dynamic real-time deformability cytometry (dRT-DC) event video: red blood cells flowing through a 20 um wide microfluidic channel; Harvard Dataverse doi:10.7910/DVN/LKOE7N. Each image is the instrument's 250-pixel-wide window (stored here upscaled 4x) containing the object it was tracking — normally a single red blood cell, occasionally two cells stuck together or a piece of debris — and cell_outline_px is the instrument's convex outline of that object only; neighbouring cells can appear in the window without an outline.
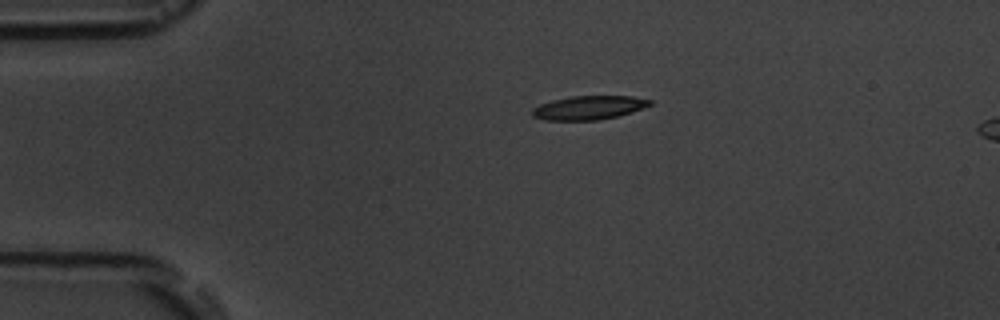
{"species": "common noctule bat (a hibernating species)", "species_latin": "Nyctalus noctula", "temperature_condition": "room temperature", "stored_images_in_passage": 3, "camera_frame_rate_fps": 3000, "um_per_image_px": 0.085, "animal": {"sex": "male", "body_mass_g": 19.5, "forearm_length_mm": 54.6}, "frame": {"image": 1, "passage_image": 3, "time_ms": 3.333, "image_size_px": [1000, 320], "cell_outline_px": [[652, 104], [644, 108], [632, 112], [616, 116], [596, 120], [544, 120], [532, 116], [532, 108], [540, 104], [552, 100], [572, 96], [632, 96], [652, 100]], "centroid_in_image_um": [50.04, 9.15], "position_along_channel_um": 35.0, "area_um2": 16.3}}